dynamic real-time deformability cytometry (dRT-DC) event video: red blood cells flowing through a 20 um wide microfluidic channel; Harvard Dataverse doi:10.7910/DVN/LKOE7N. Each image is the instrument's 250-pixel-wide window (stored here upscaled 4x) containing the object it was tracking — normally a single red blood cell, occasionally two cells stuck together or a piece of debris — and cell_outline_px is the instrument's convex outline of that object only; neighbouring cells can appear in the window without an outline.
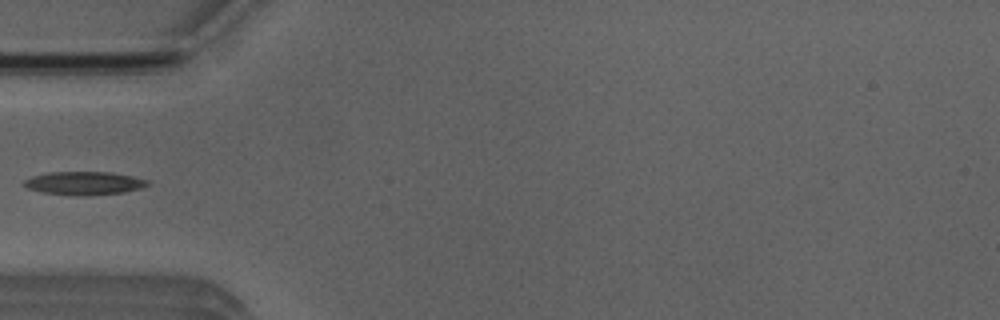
{"species": "Egyptian fruit bat (a non-hibernating species)", "species_latin": "Rousettus aegyptiacus", "temperature_condition": "room temperature", "stored_images_in_passage": 5, "camera_frame_rate_fps": 3000, "um_per_image_px": 0.085, "animal": {"sex": "male"}, "frame": {"image": 1, "passage_image": 5, "time_ms": 4.667, "image_size_px": [1000, 320], "cell_outline_px": [[152, 184], [140, 188], [124, 192], [80, 196], [76, 196], [44, 192], [28, 188], [20, 184], [24, 180], [32, 176], [48, 172], [112, 172], [132, 176], [148, 180]], "centroid_in_image_um": [7.15, 15.56], "position_along_channel_um": 77.9, "area_um2": 16.82}}